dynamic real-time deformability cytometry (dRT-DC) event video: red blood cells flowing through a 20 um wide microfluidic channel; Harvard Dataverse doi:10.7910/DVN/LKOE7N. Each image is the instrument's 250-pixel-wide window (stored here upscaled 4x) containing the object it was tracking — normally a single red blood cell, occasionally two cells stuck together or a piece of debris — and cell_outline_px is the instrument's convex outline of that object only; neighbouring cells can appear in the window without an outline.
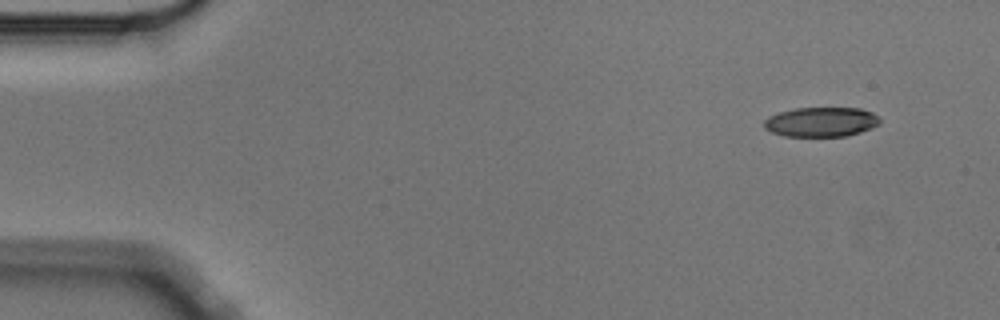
{"species": "Egyptian fruit bat (a non-hibernating species)", "species_latin": "Rousettus aegyptiacus", "temperature_condition": "cold", "stored_images_in_passage": 4, "camera_frame_rate_fps": 3000, "um_per_image_px": 0.085, "animal": {"sex": "male"}, "frame": {"image": 1, "passage_image": 1, "time_ms": 0.0, "image_size_px": [1000, 320], "cell_outline_px": [[880, 124], [872, 128], [848, 136], [784, 136], [772, 132], [764, 128], [764, 120], [768, 116], [780, 112], [796, 108], [860, 108], [872, 112], [880, 120]], "centroid_in_image_um": [69.8, 10.37], "position_along_channel_um": 15.2, "area_um2": 20.0}}
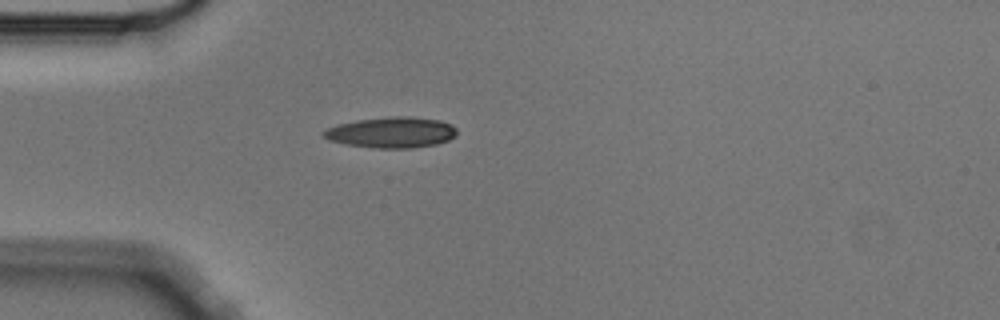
{"frame": {"image": 2, "passage_image": 4, "time_ms": 1.0, "image_size_px": [1000, 320], "cell_outline_px": [[456, 136], [448, 140], [436, 144], [412, 148], [372, 148], [344, 144], [328, 140], [320, 136], [320, 132], [336, 124], [356, 120], [392, 116], [408, 116], [440, 120], [452, 124], [456, 128]], "centroid_in_image_um": [33.23, 11.25], "position_along_channel_um": 51.8, "area_um2": 24.28}}